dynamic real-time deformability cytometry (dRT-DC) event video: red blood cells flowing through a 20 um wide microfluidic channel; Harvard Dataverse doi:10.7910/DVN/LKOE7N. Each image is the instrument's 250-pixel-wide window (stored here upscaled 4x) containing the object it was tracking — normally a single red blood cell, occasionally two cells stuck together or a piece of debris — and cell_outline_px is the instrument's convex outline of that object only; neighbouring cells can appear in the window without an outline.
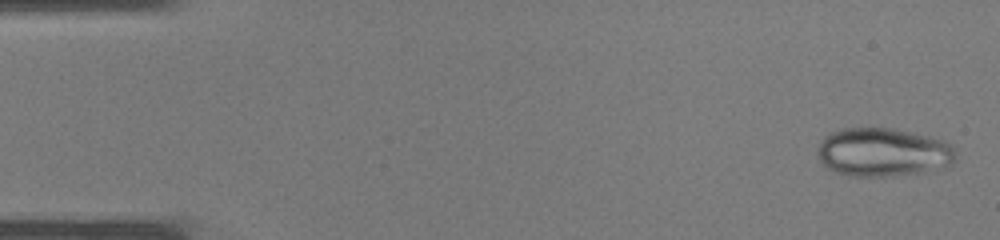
{"species": "common noctule bat (a hibernating species)", "species_latin": "Nyctalus noctula", "temperature_condition": "warm", "stored_images_in_passage": 36, "camera_frame_rate_fps": 3000, "um_per_image_px": 0.085, "animal": {"sex": "male", "body_mass_g": 19.0, "forearm_length_mm": 50.8}, "frame": {"image": 1, "passage_image": 1, "time_ms": 0.0, "image_size_px": [1000, 240], "cell_outline_px": [[956, 152], [952, 160], [948, 164], [924, 172], [896, 176], [848, 176], [824, 168], [816, 156], [816, 152], [824, 136], [840, 128], [892, 128], [912, 132], [944, 140], [952, 144]], "centroid_in_image_um": [74.99, 12.94], "position_along_channel_um": 10.0, "area_um2": 39.36}}